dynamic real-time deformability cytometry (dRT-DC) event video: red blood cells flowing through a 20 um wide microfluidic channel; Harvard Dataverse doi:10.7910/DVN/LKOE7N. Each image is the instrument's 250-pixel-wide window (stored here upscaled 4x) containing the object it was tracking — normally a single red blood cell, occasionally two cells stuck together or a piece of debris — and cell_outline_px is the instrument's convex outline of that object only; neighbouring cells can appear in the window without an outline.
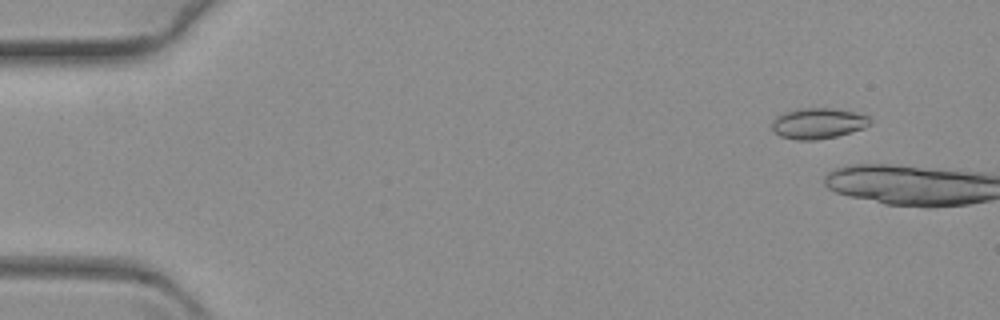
{"species": "common noctule bat (a hibernating species)", "species_latin": "Nyctalus noctula", "temperature_condition": "warm", "stored_images_in_passage": 9, "camera_frame_rate_fps": 3000, "um_per_image_px": 0.085, "animal": {"sex": "female", "body_mass_g": 19.3, "forearm_length_mm": 54.1}, "frame": {"image": 1, "passage_image": 6, "time_ms": 1.667, "image_size_px": [1000, 320], "cell_outline_px": [[872, 124], [864, 128], [836, 136], [816, 140], [796, 140], [780, 136], [772, 128], [772, 120], [776, 116], [784, 112], [796, 108], [832, 108], [852, 112], [868, 116], [872, 120]], "centroid_in_image_um": [69.52, 10.48], "position_along_channel_um": 15.5, "area_um2": 17.63}}